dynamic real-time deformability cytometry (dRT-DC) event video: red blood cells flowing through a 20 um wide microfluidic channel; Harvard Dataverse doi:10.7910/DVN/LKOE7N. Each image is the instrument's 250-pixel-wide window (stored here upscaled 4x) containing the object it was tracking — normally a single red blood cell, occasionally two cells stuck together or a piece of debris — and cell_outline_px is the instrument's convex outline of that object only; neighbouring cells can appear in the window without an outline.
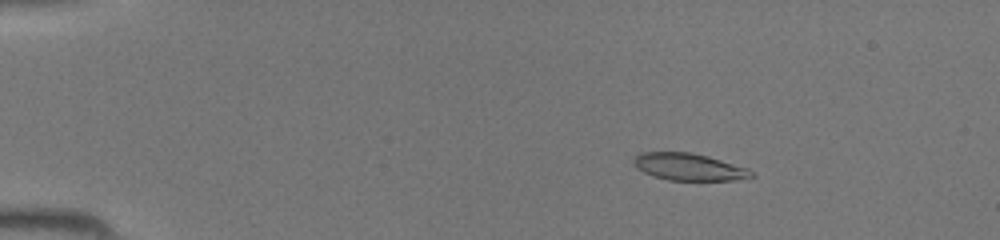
{"species": "common noctule bat (a hibernating species)", "species_latin": "Nyctalus noctula", "temperature_condition": "room temperature", "stored_images_in_passage": 46, "camera_frame_rate_fps": 3000, "um_per_image_px": 0.085, "animal": {"sex": "female", "body_mass_g": 19.5, "forearm_length_mm": 54.1}, "frame": {"image": 1, "passage_image": 8, "time_ms": 2.333, "image_size_px": [1000, 240], "cell_outline_px": [[756, 176], [732, 180], [668, 180], [652, 176], [636, 168], [632, 160], [640, 152], [692, 152], [708, 156], [748, 168]], "centroid_in_image_um": [58.53, 14.18], "position_along_channel_um": 26.5, "area_um2": 18.61}}
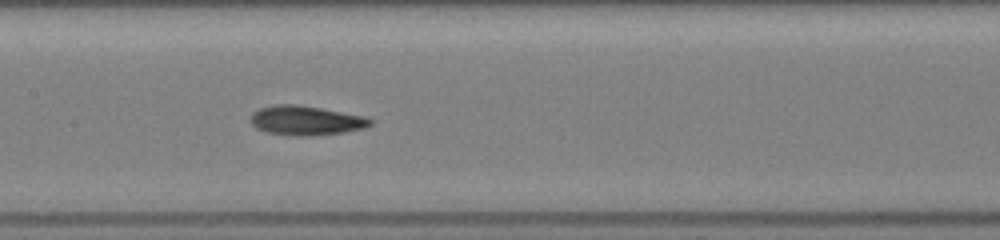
{"frame": {"image": 2, "passage_image": 24, "time_ms": 7.667, "image_size_px": [1000, 240], "cell_outline_px": [[372, 124], [364, 128], [344, 132], [312, 136], [292, 136], [264, 132], [256, 128], [252, 124], [252, 112], [260, 108], [276, 104], [296, 104], [320, 108], [364, 116], [372, 120]], "centroid_in_image_um": [25.98, 10.25], "position_along_channel_um": 181.4, "area_um2": 20.52}}
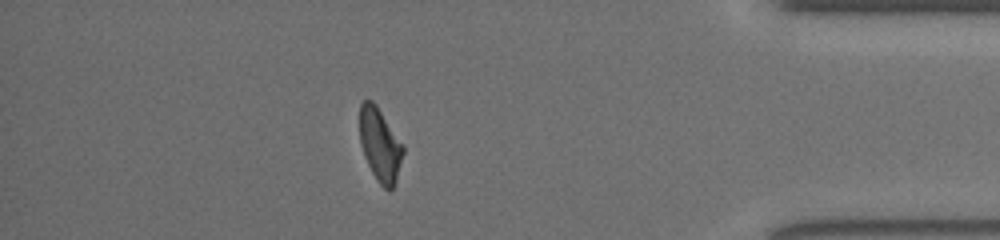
{"frame": {"image": 3, "passage_image": 41, "time_ms": 13.333, "image_size_px": [1000, 240], "cell_outline_px": [[404, 152], [396, 184], [388, 192], [376, 180], [364, 156], [360, 144], [360, 104], [364, 100], [372, 100], [376, 104], [404, 144]], "centroid_in_image_um": [32.32, 12.33], "position_along_channel_um": 402.9, "area_um2": 18.84}}